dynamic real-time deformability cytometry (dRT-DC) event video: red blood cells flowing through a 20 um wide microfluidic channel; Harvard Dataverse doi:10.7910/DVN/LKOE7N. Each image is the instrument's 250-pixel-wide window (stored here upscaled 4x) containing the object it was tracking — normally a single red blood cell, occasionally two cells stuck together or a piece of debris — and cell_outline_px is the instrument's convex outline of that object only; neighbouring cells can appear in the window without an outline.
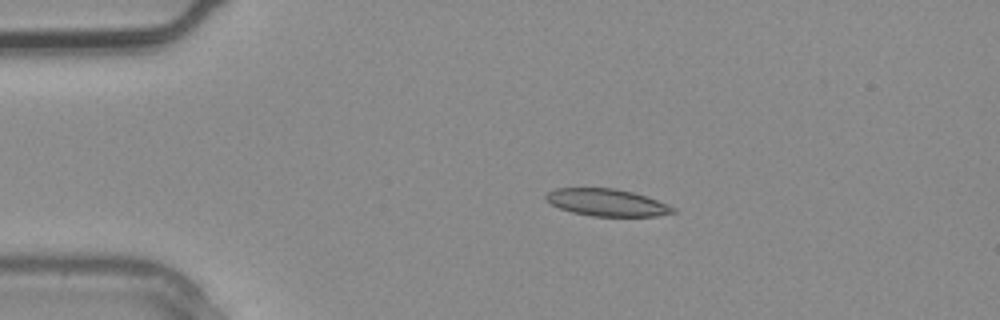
{"species": "common noctule bat (a hibernating species)", "species_latin": "Nyctalus noctula", "temperature_condition": "warm", "stored_images_in_passage": 3, "camera_frame_rate_fps": 3000, "um_per_image_px": 0.085, "animal": {"sex": "male", "body_mass_g": 20.4}, "frame": {"image": 1, "passage_image": 1, "time_ms": 0.0, "image_size_px": [1000, 320], "cell_outline_px": [[676, 212], [656, 216], [592, 216], [572, 212], [560, 208], [544, 200], [544, 196], [548, 192], [556, 188], [616, 188], [632, 192], [656, 200], [676, 208]], "centroid_in_image_um": [51.55, 17.21], "position_along_channel_um": 33.4, "area_um2": 20.0}}